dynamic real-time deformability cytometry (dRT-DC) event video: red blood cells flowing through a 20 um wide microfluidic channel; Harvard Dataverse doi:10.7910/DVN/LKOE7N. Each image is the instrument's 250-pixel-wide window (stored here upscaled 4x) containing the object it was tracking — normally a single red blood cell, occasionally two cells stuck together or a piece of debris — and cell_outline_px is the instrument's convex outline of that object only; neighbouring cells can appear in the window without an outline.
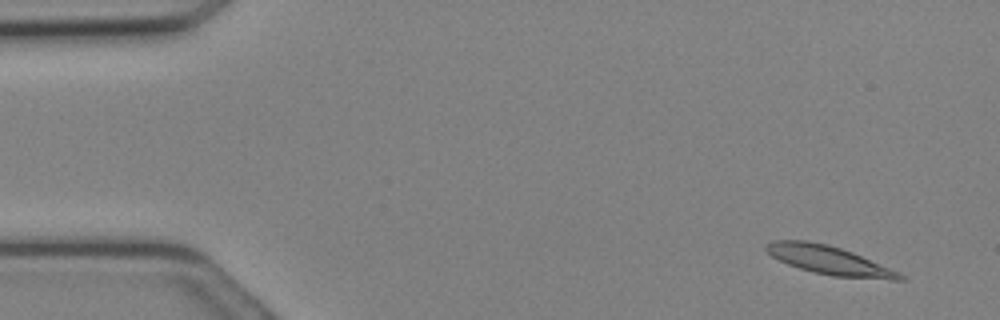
{"species": "Egyptian fruit bat (a non-hibernating species)", "species_latin": "Rousettus aegyptiacus", "temperature_condition": "cold", "stored_images_in_passage": 9, "camera_frame_rate_fps": 3000, "um_per_image_px": 0.085, "animal": {"sex": "female"}, "frame": {"image": 1, "passage_image": 2, "time_ms": 0.333, "image_size_px": [1000, 320], "cell_outline_px": [[904, 280], [892, 280], [832, 276], [800, 268], [788, 264], [772, 256], [764, 248], [764, 244], [772, 240], [808, 240], [828, 244], [852, 252], [900, 272], [904, 276]], "centroid_in_image_um": [70.47, 22.11], "position_along_channel_um": 14.5, "area_um2": 22.2}}
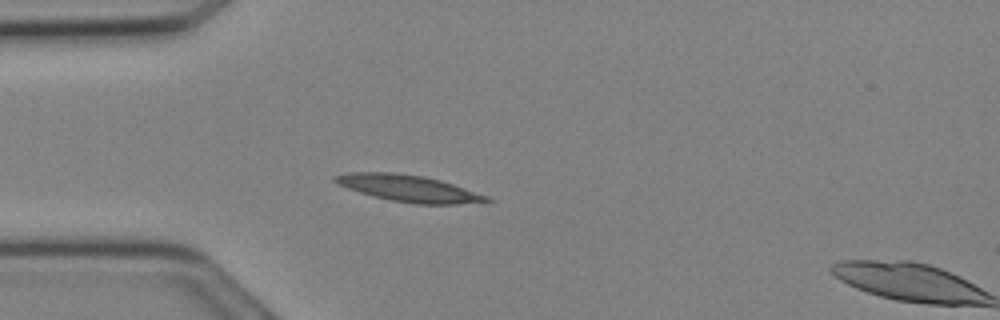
{"frame": {"image": 2, "passage_image": 8, "time_ms": 2.333, "image_size_px": [1000, 320], "cell_outline_px": [[492, 200], [456, 204], [416, 204], [392, 200], [372, 196], [336, 184], [332, 180], [332, 176], [348, 172], [396, 172], [420, 176], [440, 180], [488, 196]], "centroid_in_image_um": [34.64, 16.0], "position_along_channel_um": 50.4, "area_um2": 23.24}}